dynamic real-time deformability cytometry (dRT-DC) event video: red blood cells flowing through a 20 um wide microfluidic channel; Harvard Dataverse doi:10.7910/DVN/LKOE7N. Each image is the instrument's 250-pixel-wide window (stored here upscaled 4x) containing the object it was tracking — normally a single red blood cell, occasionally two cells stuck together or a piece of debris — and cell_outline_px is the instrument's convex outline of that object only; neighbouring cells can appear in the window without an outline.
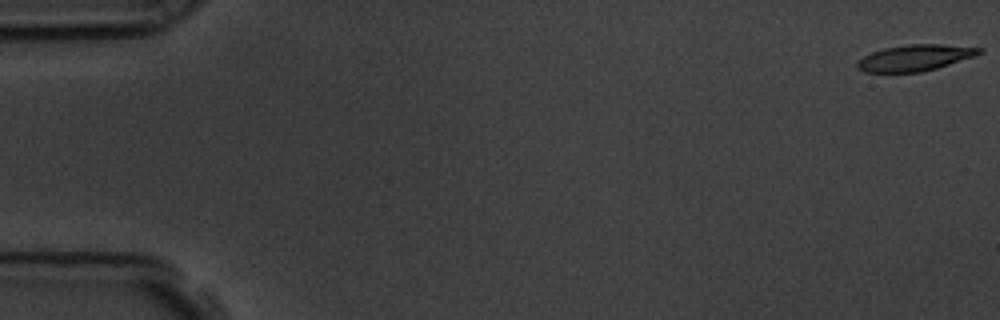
{"species": "common noctule bat (a hibernating species)", "species_latin": "Nyctalus noctula", "temperature_condition": "room temperature", "stored_images_in_passage": 57, "camera_frame_rate_fps": 3000, "um_per_image_px": 0.085, "animal": {"sex": "male", "body_mass_g": 19.5, "forearm_length_mm": 54.6}, "frame": {"image": 1, "passage_image": 1, "time_ms": 0.0, "image_size_px": [1000, 320], "cell_outline_px": [[984, 48], [980, 52], [972, 56], [936, 68], [920, 72], [864, 72], [856, 68], [856, 64], [864, 56], [872, 52], [884, 48], [908, 44], [940, 44]], "centroid_in_image_um": [77.71, 4.91], "position_along_channel_um": 7.3, "area_um2": 18.26}}
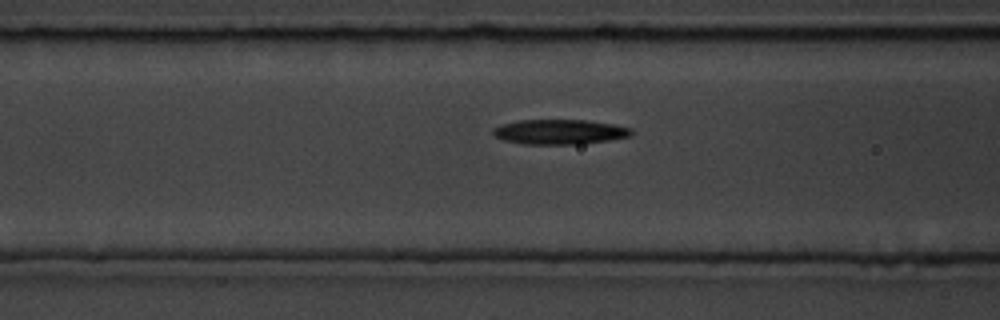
{"frame": {"image": 2, "passage_image": 23, "time_ms": 7.333, "image_size_px": [1000, 320], "cell_outline_px": [[632, 136], [608, 140], [580, 144], [520, 144], [504, 140], [496, 136], [492, 132], [492, 128], [500, 124], [520, 120], [584, 120], [612, 124], [632, 128]], "centroid_in_image_um": [47.54, 11.21], "position_along_channel_um": 119.1, "area_um2": 20.06}}
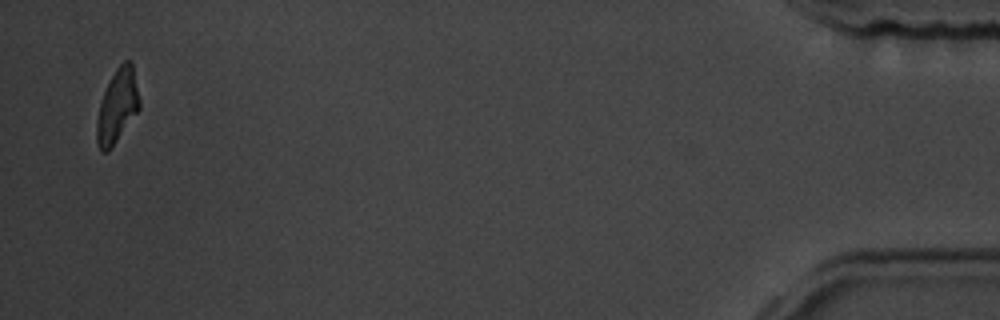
{"frame": {"image": 3, "passage_image": 56, "time_ms": 18.333, "image_size_px": [1000, 320], "cell_outline_px": [[140, 108], [108, 152], [100, 152], [96, 144], [96, 120], [100, 104], [104, 92], [116, 68], [124, 60], [132, 60], [140, 100]], "centroid_in_image_um": [9.97, 9.02], "position_along_channel_um": 425.2, "area_um2": 18.32}, "authors_computed_cell_mechanics": {"area_um2": 19.5942, "velocity_mm_per_s": 3.5827, "shape_relaxation_time_tau1_ms": 6.5618, "shape_relaxation_time_tau2_ms": 6.0329, "deformation_change_tau1": 0.1825, "deformation_change_tau2": 0.165}}